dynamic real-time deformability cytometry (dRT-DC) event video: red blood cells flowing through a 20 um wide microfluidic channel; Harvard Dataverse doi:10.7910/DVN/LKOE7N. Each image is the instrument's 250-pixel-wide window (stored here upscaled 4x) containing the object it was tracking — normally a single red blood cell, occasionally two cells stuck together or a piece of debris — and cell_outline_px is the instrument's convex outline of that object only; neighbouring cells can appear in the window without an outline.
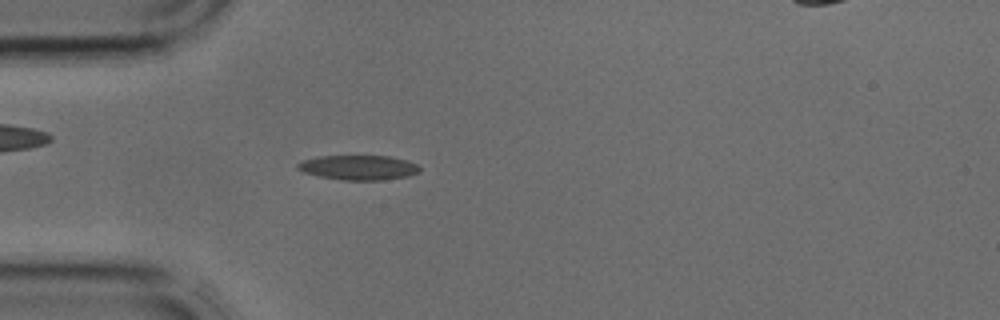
{"species": "common noctule bat (a hibernating species)", "species_latin": "Nyctalus noctula", "temperature_condition": "cold", "stored_images_in_passage": 5, "segment_of_instrument_passage": [1, 2], "camera_frame_rate_fps": 3000, "um_per_image_px": 0.085, "animal": {"sex": "male", "body_mass_g": 17.9, "forearm_length_mm": 54.2}, "frame": {"image": 1, "passage_image": 4, "time_ms": 1.0, "image_size_px": [1000, 320], "cell_outline_px": [[420, 172], [408, 176], [384, 180], [340, 180], [320, 176], [304, 172], [296, 168], [296, 164], [300, 160], [316, 156], [388, 156], [408, 160], [416, 164], [420, 168]], "centroid_in_image_um": [30.45, 14.23], "position_along_channel_um": 54.5, "area_um2": 17.74}}